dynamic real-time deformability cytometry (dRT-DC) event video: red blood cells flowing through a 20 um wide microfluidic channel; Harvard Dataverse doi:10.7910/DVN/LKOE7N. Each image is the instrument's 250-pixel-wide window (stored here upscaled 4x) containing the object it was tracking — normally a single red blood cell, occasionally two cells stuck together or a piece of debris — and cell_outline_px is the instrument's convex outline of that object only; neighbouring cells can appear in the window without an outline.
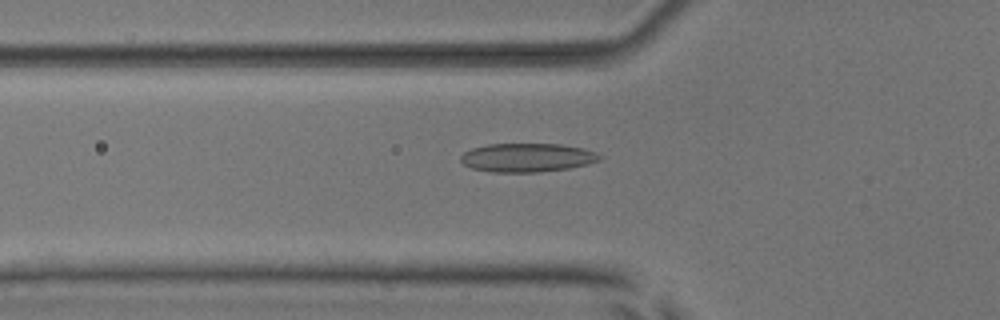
{"species": "common noctule bat (a hibernating species)", "species_latin": "Nyctalus noctula", "temperature_condition": "room temperature", "stored_images_in_passage": 25, "camera_frame_rate_fps": 3000, "um_per_image_px": 0.085, "animal": {"sex": "male", "body_mass_g": 17.9, "forearm_length_mm": 54.2}, "frame": {"image": 1, "passage_image": 7, "time_ms": 2.0, "image_size_px": [1000, 320], "cell_outline_px": [[600, 160], [568, 168], [540, 172], [492, 172], [472, 168], [464, 164], [460, 160], [460, 156], [464, 152], [472, 148], [488, 144], [560, 144], [580, 148], [596, 152], [600, 156]], "centroid_in_image_um": [44.76, 13.39], "position_along_channel_um": 81.0, "area_um2": 23.0}}
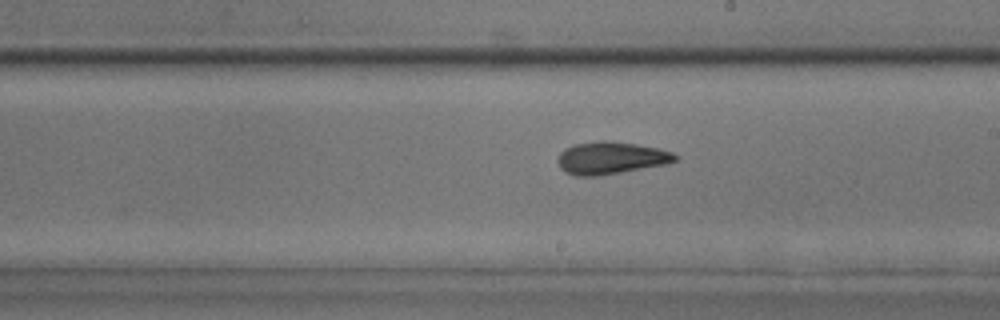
{"frame": {"image": 2, "passage_image": 19, "time_ms": 6.0, "image_size_px": [1000, 320], "cell_outline_px": [[680, 156], [676, 160], [668, 164], [596, 176], [576, 176], [560, 168], [556, 160], [560, 152], [564, 148], [572, 144], [600, 140], [604, 140], [636, 144], [660, 148], [672, 152]], "centroid_in_image_um": [51.92, 13.41], "position_along_channel_um": 237.1, "area_um2": 22.31}}
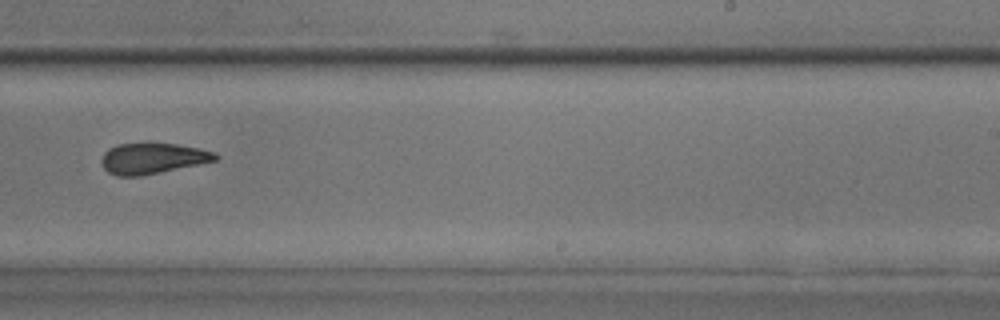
{"frame": {"image": 3, "passage_image": 22, "time_ms": 7.0, "image_size_px": [1000, 320], "cell_outline_px": [[220, 156], [216, 160], [200, 164], [140, 176], [116, 176], [108, 172], [104, 168], [100, 160], [104, 152], [108, 148], [116, 144], [144, 140], [176, 144], [200, 148], [216, 152]], "centroid_in_image_um": [12.94, 13.41], "position_along_channel_um": 276.1, "area_um2": 21.27}}